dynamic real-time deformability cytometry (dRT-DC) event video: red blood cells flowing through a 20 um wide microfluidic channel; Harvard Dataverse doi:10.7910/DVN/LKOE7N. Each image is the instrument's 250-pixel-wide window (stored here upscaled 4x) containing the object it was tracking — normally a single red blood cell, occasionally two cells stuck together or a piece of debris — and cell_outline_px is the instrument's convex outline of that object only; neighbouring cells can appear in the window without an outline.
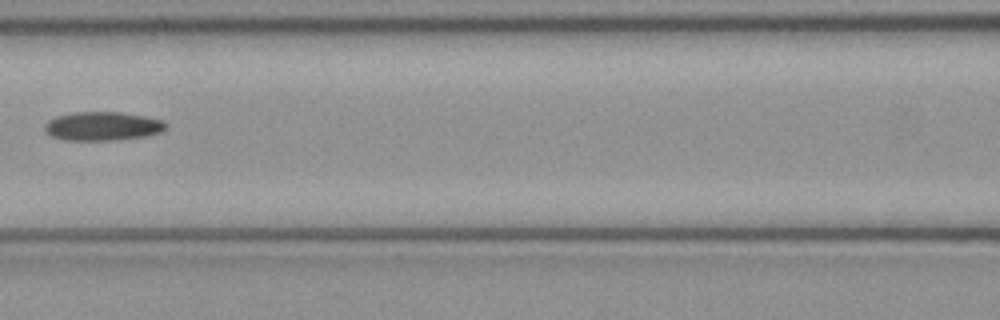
{"species": "common noctule bat (a hibernating species)", "species_latin": "Nyctalus noctula", "temperature_condition": "cold", "stored_images_in_passage": 4, "camera_frame_rate_fps": 3000, "um_per_image_px": 0.085, "animal": {"sex": "female", "body_mass_g": 21.9}, "frame": {"image": 1, "passage_image": 3, "time_ms": 0.667, "image_size_px": [1000, 320], "cell_outline_px": [[168, 128], [160, 132], [148, 136], [116, 140], [64, 140], [52, 136], [44, 132], [44, 124], [48, 120], [56, 116], [72, 112], [120, 112], [144, 116], [164, 120], [168, 124]], "centroid_in_image_um": [8.73, 10.72], "position_along_channel_um": 157.9, "area_um2": 20.63}}
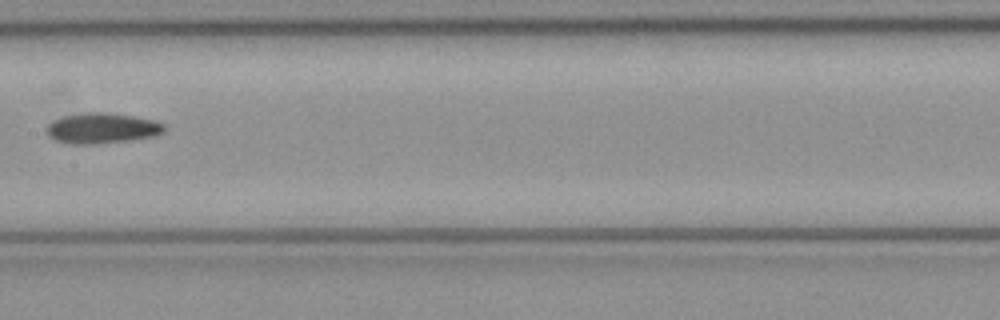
{"frame": {"image": 2, "passage_image": 4, "time_ms": 1.0, "image_size_px": [1000, 320], "cell_outline_px": [[164, 132], [156, 136], [132, 140], [92, 144], [72, 144], [56, 140], [48, 136], [48, 124], [52, 120], [64, 116], [84, 112], [108, 112], [156, 120], [164, 124]], "centroid_in_image_um": [8.7, 10.89], "position_along_channel_um": 198.7, "area_um2": 20.98}}